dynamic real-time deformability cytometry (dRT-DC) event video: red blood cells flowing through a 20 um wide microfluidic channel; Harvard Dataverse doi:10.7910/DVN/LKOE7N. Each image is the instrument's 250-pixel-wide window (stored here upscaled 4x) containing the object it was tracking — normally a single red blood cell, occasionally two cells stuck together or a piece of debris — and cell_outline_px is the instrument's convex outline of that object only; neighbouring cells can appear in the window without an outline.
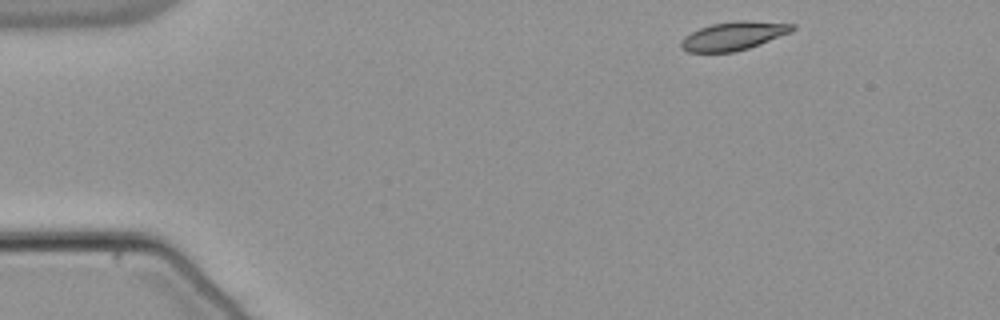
{"species": "common noctule bat (a hibernating species)", "species_latin": "Nyctalus noctula", "temperature_condition": "warm", "stored_images_in_passage": 48, "camera_frame_rate_fps": 3000, "um_per_image_px": 0.085, "animal": {"sex": "male", "body_mass_g": 21.5, "forearm_length_mm": 52.0}, "frame": {"image": 1, "passage_image": 1, "time_ms": 0.0, "image_size_px": [1000, 320], "cell_outline_px": [[796, 28], [792, 32], [760, 44], [736, 52], [688, 52], [680, 48], [680, 40], [684, 36], [700, 28], [712, 24], [736, 20], [748, 20], [796, 24]], "centroid_in_image_um": [62.36, 3.05], "position_along_channel_um": 22.6, "area_um2": 18.67}}
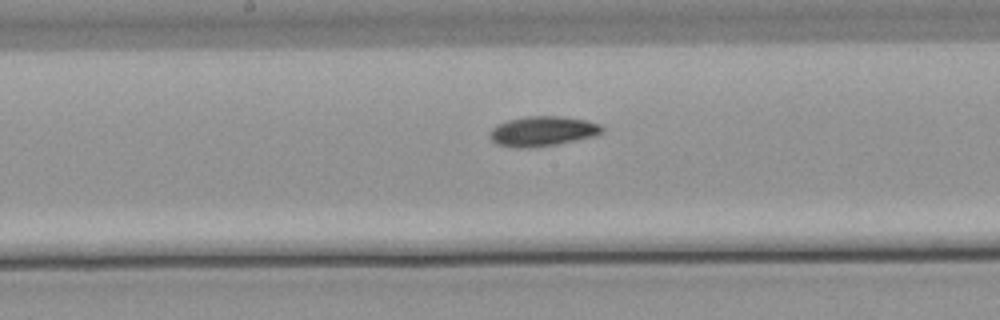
{"frame": {"image": 2, "passage_image": 22, "time_ms": 7.0, "image_size_px": [1000, 320], "cell_outline_px": [[604, 132], [596, 136], [556, 144], [532, 148], [516, 148], [496, 144], [488, 136], [488, 132], [496, 124], [508, 120], [528, 116], [560, 116], [588, 120], [600, 124], [604, 128]], "centroid_in_image_um": [46.12, 11.15], "position_along_channel_um": 202.1, "area_um2": 19.88}}
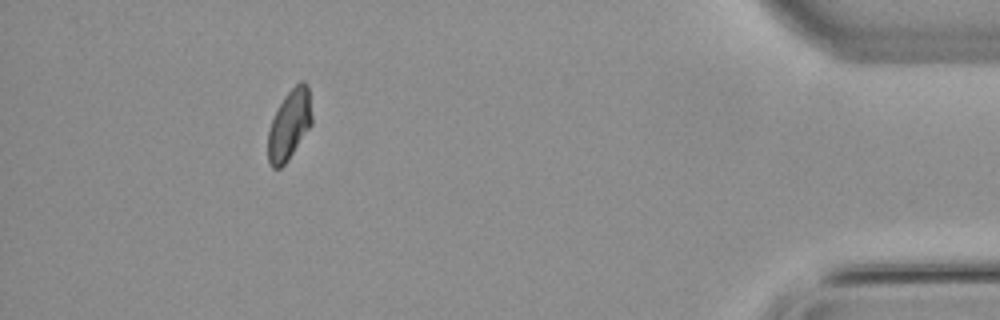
{"frame": {"image": 3, "passage_image": 43, "time_ms": 14.0, "image_size_px": [1000, 320], "cell_outline_px": [[312, 124], [288, 160], [280, 168], [272, 168], [268, 164], [268, 132], [272, 120], [284, 96], [300, 80], [304, 80], [308, 84], [312, 116]], "centroid_in_image_um": [24.6, 10.6], "position_along_channel_um": 410.6, "area_um2": 17.86}, "authors_computed_cell_mechanics": {"area_um2": 18.7272, "velocity_mm_per_s": 3.7961, "shape_relaxation_time_tau1_ms": 4.7263, "shape_relaxation_time_tau2_ms": 5.4552, "deformation_change_tau1": 0.1474, "deformation_change_tau2": 0.0871}}